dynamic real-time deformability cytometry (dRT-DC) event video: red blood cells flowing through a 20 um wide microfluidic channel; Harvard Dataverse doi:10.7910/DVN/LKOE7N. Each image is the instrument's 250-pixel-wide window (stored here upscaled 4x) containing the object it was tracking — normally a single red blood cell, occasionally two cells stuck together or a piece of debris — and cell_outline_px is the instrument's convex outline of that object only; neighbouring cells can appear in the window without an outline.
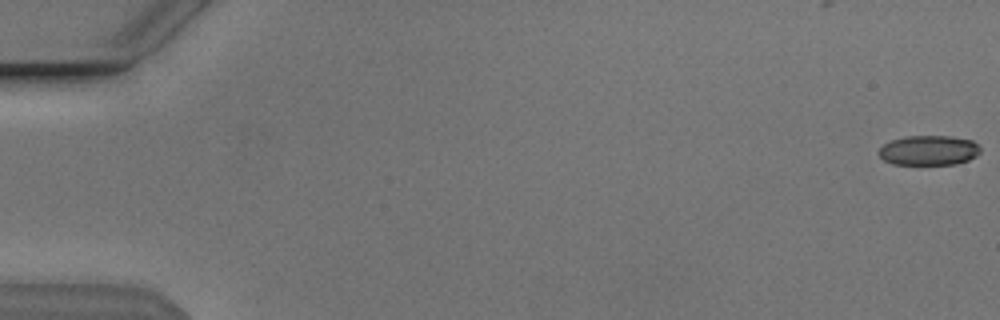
{"species": "Egyptian fruit bat (a non-hibernating species)", "species_latin": "Rousettus aegyptiacus", "temperature_condition": "cold", "stored_images_in_passage": 13, "camera_frame_rate_fps": 3000, "um_per_image_px": 0.085, "animal": {"sex": "male"}, "frame": {"image": 1, "passage_image": 1, "time_ms": 0.0, "image_size_px": [1000, 320], "cell_outline_px": [[980, 152], [976, 156], [968, 160], [956, 164], [892, 164], [884, 160], [876, 152], [884, 144], [892, 140], [908, 136], [952, 136], [972, 140], [980, 148]], "centroid_in_image_um": [78.94, 12.78], "position_along_channel_um": 6.1, "area_um2": 17.63}}